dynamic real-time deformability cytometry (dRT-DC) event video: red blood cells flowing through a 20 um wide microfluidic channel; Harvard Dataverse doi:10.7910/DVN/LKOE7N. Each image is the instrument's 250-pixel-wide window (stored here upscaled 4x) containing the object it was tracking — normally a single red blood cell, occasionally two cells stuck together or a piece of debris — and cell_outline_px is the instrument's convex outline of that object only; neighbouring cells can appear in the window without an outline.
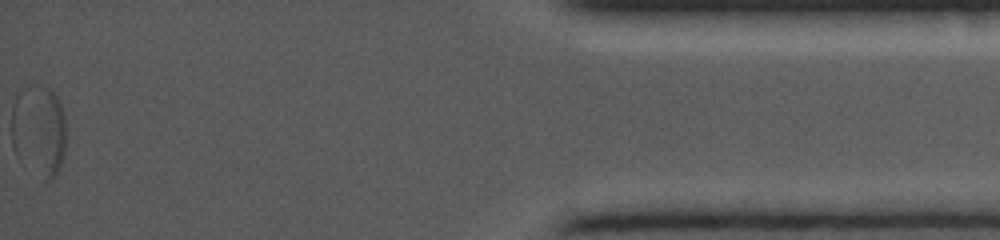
{"species": "common noctule bat (a hibernating species)", "species_latin": "Nyctalus noctula", "temperature_condition": "cold", "stored_images_in_passage": 32, "segment_of_instrument_passage": [2, 2], "camera_frame_rate_fps": 5000, "um_per_image_px": 0.085, "animal": {"sex": "female", "body_mass_g": 19.0, "forearm_length_mm": 56.7}, "frame": {"image": 1, "passage_image": 32, "time_ms": 14.8, "image_size_px": [1000, 240], "cell_outline_px": [[64, 156], [60, 168], [56, 176], [48, 180], [44, 180], [40, 124], [40, 88], [48, 88], [56, 96], [64, 112]], "centroid_in_image_um": [4.38, 11.32], "position_along_channel_um": 430.8, "area_um2": 13.12}}